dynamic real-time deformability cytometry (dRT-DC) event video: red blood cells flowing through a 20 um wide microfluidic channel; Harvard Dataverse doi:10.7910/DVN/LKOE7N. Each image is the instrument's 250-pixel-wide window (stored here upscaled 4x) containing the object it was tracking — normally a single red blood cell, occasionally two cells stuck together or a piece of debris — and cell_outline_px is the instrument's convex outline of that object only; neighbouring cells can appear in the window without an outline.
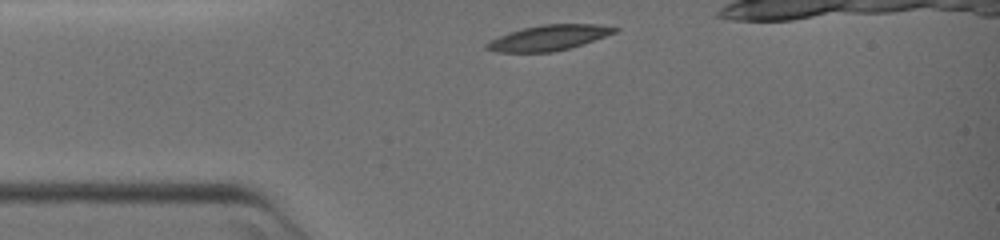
{"species": "common noctule bat (a hibernating species)", "species_latin": "Nyctalus noctula", "temperature_condition": "warm", "stored_images_in_passage": 38, "camera_frame_rate_fps": 3000, "um_per_image_px": 0.085, "animal": {"sex": "female", "body_mass_g": 19.0, "forearm_length_mm": 51.5}, "frame": {"image": 1, "passage_image": 1, "time_ms": 0.0, "image_size_px": [1000, 240], "cell_outline_px": [[620, 28], [616, 32], [568, 48], [552, 52], [496, 52], [484, 48], [484, 44], [500, 36], [524, 28], [544, 24], [592, 24]], "centroid_in_image_um": [46.6, 3.21], "position_along_channel_um": 38.4, "area_um2": 18.38}}
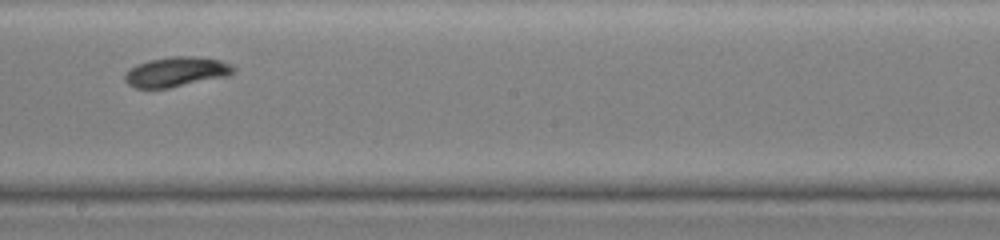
{"frame": {"image": 2, "passage_image": 21, "time_ms": 6.667, "image_size_px": [1000, 240], "cell_outline_px": [[236, 68], [228, 76], [168, 88], [136, 88], [128, 84], [124, 80], [124, 76], [136, 64], [148, 60], [172, 56], [192, 56], [220, 60]], "centroid_in_image_um": [14.96, 6.1], "position_along_channel_um": 233.2, "area_um2": 18.67}}
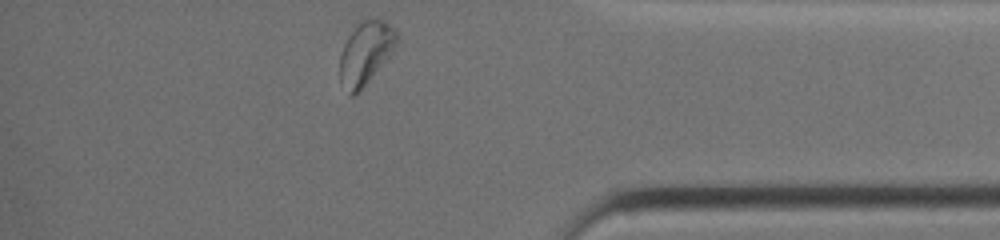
{"frame": {"image": 3, "passage_image": 38, "time_ms": 12.333, "image_size_px": [1000, 240], "cell_outline_px": [[400, 40], [392, 52], [368, 80], [352, 96], [348, 96], [340, 80], [340, 56], [344, 44], [348, 36], [360, 20], [368, 16], [376, 16], [384, 20], [400, 36]], "centroid_in_image_um": [31.09, 4.42], "position_along_channel_um": 404.1, "area_um2": 20.87}}